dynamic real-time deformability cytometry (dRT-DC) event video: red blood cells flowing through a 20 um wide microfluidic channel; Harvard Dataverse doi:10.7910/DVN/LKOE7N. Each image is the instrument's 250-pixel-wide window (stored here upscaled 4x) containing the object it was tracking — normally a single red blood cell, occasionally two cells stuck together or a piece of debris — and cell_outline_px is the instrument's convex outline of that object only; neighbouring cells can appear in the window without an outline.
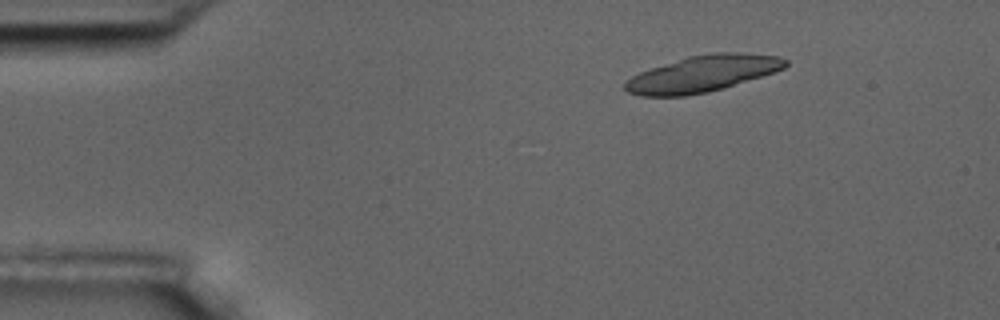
{"species": "common noctule bat (a hibernating species)", "species_latin": "Nyctalus noctula", "temperature_condition": "room temperature", "stored_images_in_passage": 5, "camera_frame_rate_fps": 3000, "um_per_image_px": 0.085, "animal": {"sex": "male", "body_mass_g": 17.5, "forearm_length_mm": 52.3}, "frame": {"image": 1, "passage_image": 3, "time_ms": 2.333, "image_size_px": [1000, 320], "cell_outline_px": [[788, 64], [784, 68], [760, 76], [708, 92], [684, 96], [644, 96], [628, 92], [624, 88], [624, 84], [632, 76], [640, 72], [688, 56], [712, 52], [740, 52], [776, 56], [788, 60]], "centroid_in_image_um": [59.7, 6.26], "position_along_channel_um": 25.3, "area_um2": 33.41}}